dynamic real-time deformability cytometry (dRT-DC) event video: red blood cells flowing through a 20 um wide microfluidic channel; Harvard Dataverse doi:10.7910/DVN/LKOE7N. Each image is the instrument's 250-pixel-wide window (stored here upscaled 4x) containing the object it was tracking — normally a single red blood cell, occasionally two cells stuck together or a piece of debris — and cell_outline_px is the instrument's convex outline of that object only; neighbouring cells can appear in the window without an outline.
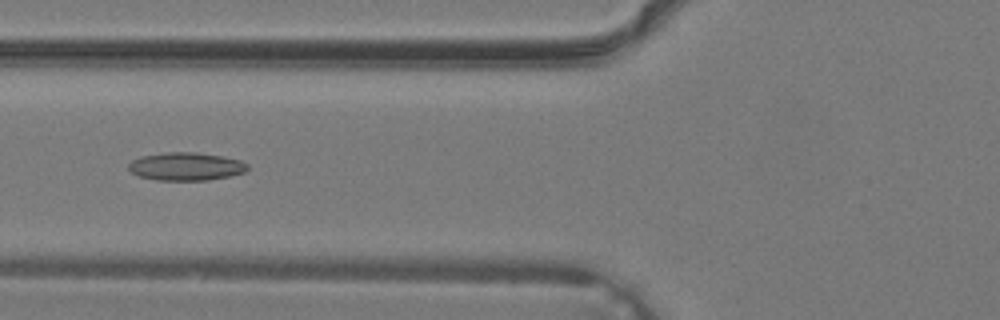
{"species": "common noctule bat (a hibernating species)", "species_latin": "Nyctalus noctula", "temperature_condition": "warm", "stored_images_in_passage": 38, "camera_frame_rate_fps": 3000, "um_per_image_px": 0.085, "animal": {"sex": "male", "body_mass_g": 19.2, "forearm_length_mm": 51.8}, "frame": {"image": 1, "passage_image": 15, "time_ms": 4.667, "image_size_px": [1000, 320], "cell_outline_px": [[248, 168], [244, 172], [228, 176], [208, 180], [156, 180], [140, 176], [132, 172], [128, 168], [128, 164], [132, 160], [140, 156], [168, 152], [196, 152], [224, 156], [240, 160], [248, 164]], "centroid_in_image_um": [15.81, 14.14], "position_along_channel_um": 110.0, "area_um2": 19.42}}
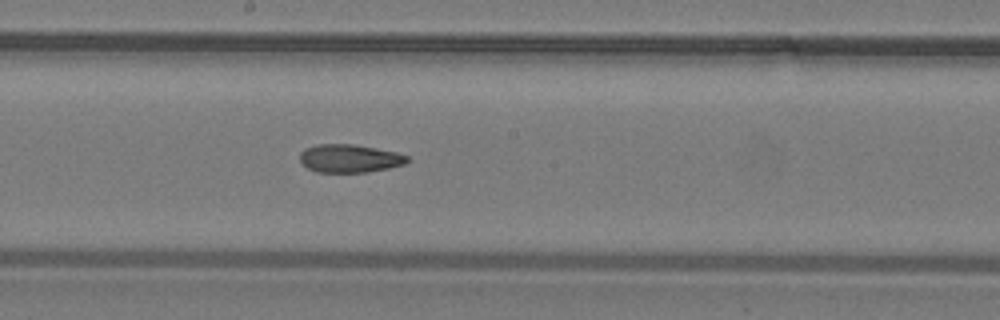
{"frame": {"image": 2, "passage_image": 21, "time_ms": 6.667, "image_size_px": [1000, 320], "cell_outline_px": [[408, 160], [404, 164], [388, 168], [368, 172], [316, 172], [308, 168], [300, 160], [300, 152], [304, 148], [316, 144], [352, 144], [376, 148], [396, 152], [408, 156]], "centroid_in_image_um": [29.69, 13.46], "position_along_channel_um": 218.5, "area_um2": 17.57}}
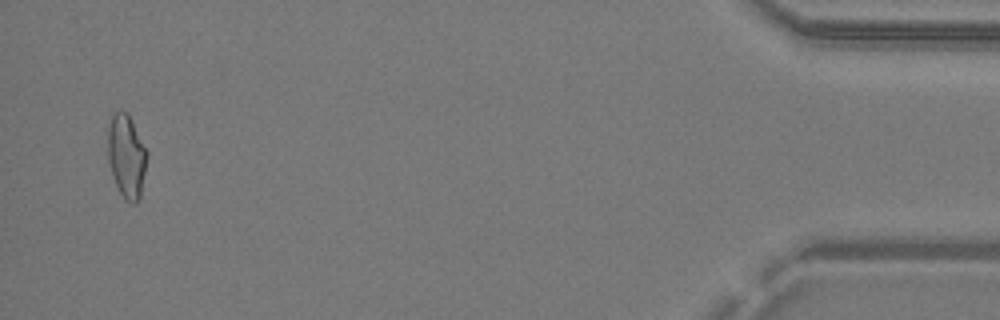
{"frame": {"image": 3, "passage_image": 37, "time_ms": 12.0, "image_size_px": [1000, 320], "cell_outline_px": [[148, 156], [140, 200], [136, 204], [132, 204], [124, 200], [112, 176], [108, 160], [108, 128], [112, 112], [128, 112], [148, 152]], "centroid_in_image_um": [10.77, 13.31], "position_along_channel_um": 424.4, "area_um2": 19.36}}